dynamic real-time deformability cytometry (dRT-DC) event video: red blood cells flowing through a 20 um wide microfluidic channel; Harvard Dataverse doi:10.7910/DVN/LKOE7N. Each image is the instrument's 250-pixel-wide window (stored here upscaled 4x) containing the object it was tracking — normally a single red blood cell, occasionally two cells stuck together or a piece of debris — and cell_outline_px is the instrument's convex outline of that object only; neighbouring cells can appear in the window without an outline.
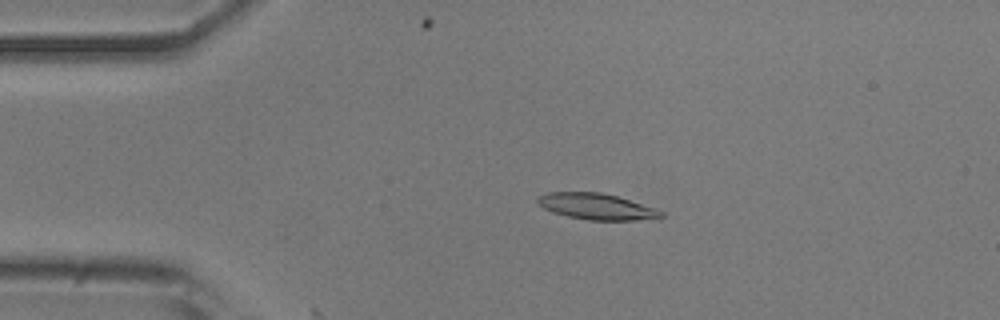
{"species": "common noctule bat (a hibernating species)", "species_latin": "Nyctalus noctula", "temperature_condition": "room temperature", "stored_images_in_passage": 13, "camera_frame_rate_fps": 3000, "um_per_image_px": 0.085, "animal": {"sex": "male", "body_mass_g": 20.5, "forearm_length_mm": 52.5}, "frame": {"image": 1, "passage_image": 11, "time_ms": 3.333, "image_size_px": [1000, 320], "cell_outline_px": [[664, 216], [636, 220], [588, 220], [568, 216], [552, 212], [544, 208], [536, 200], [540, 196], [548, 192], [600, 192], [616, 196], [656, 208], [664, 212]], "centroid_in_image_um": [50.71, 17.55], "position_along_channel_um": 34.3, "area_um2": 18.55}}